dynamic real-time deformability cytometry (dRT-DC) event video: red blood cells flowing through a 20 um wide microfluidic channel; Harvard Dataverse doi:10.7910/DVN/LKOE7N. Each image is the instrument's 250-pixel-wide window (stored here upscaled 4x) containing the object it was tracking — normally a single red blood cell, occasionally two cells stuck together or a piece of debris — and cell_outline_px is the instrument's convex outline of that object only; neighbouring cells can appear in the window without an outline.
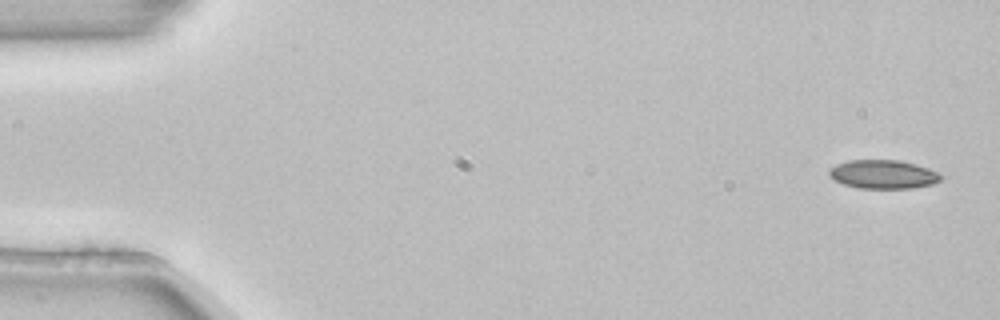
{"species": "common noctule bat (a hibernating species)", "species_latin": "Nyctalus noctula", "temperature_condition": "room temperature", "stored_images_in_passage": 4, "camera_frame_rate_fps": 3000, "um_per_image_px": 0.085, "animal": {"sex": "female", "body_mass_g": 22.7, "forearm_length_mm": 54.2}, "frame": {"image": 1, "passage_image": 1, "time_ms": 0.0, "image_size_px": [1000, 320], "cell_outline_px": [[940, 180], [932, 184], [912, 188], [860, 188], [844, 184], [828, 176], [828, 168], [836, 164], [848, 160], [900, 160], [916, 164], [940, 172]], "centroid_in_image_um": [75.05, 14.8], "position_along_channel_um": 10.0, "area_um2": 18.73}}
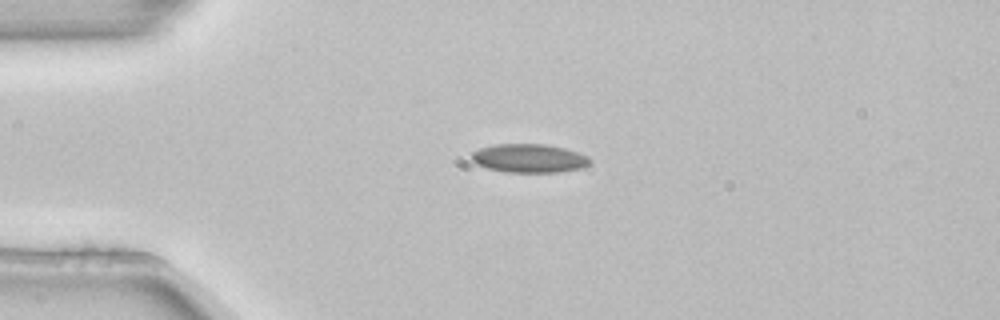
{"frame": {"image": 2, "passage_image": 3, "time_ms": 0.667, "image_size_px": [1000, 320], "cell_outline_px": [[592, 160], [584, 168], [556, 172], [504, 172], [488, 168], [476, 164], [472, 160], [472, 152], [480, 148], [496, 144], [544, 144], [564, 148], [588, 156]], "centroid_in_image_um": [44.98, 13.46], "position_along_channel_um": 40.0, "area_um2": 19.71}}